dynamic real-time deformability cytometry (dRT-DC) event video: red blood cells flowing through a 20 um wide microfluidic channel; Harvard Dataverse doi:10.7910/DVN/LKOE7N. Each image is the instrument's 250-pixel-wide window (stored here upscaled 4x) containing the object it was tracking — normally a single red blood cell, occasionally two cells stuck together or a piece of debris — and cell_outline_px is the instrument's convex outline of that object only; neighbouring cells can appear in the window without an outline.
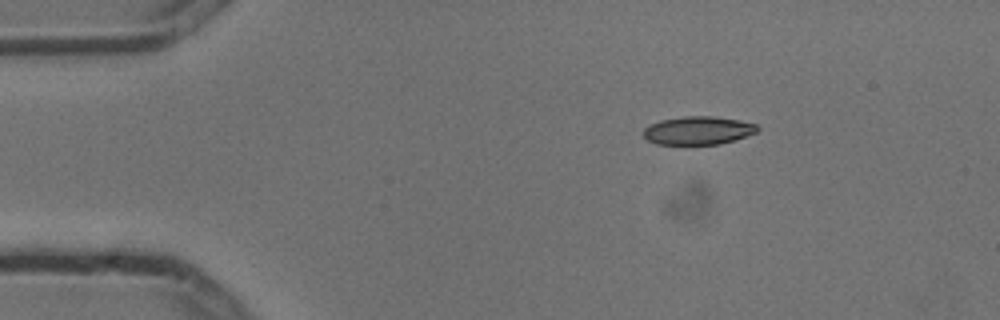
{"species": "common noctule bat (a hibernating species)", "species_latin": "Nyctalus noctula", "temperature_condition": "cold", "stored_images_in_passage": 3, "camera_frame_rate_fps": 3000, "um_per_image_px": 0.085, "animal": {"sex": "male", "body_mass_g": 13.3}, "frame": {"image": 1, "passage_image": 1, "time_ms": 0.0, "image_size_px": [1000, 320], "cell_outline_px": [[760, 128], [756, 132], [720, 144], [656, 144], [648, 140], [644, 136], [644, 128], [660, 120], [684, 116], [716, 116], [756, 124]], "centroid_in_image_um": [59.32, 11.08], "position_along_channel_um": 25.7, "area_um2": 18.5}}